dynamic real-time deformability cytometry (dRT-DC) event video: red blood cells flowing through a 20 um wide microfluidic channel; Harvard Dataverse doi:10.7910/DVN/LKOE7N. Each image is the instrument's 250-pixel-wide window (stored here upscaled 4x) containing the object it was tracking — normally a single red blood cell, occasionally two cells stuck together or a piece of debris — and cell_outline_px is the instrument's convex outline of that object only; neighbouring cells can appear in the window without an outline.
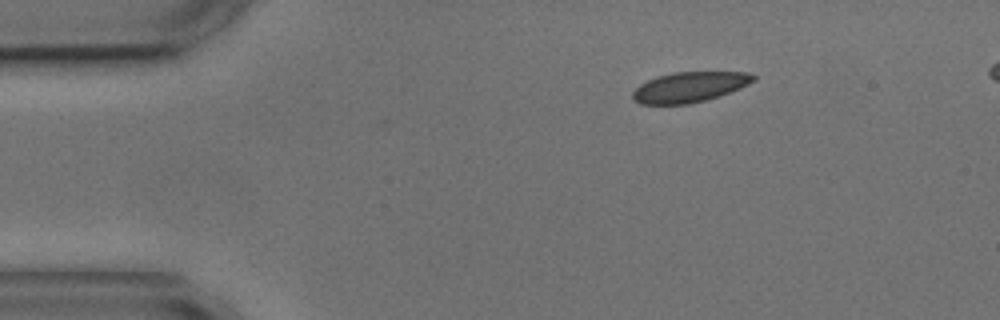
{"species": "common noctule bat (a hibernating species)", "species_latin": "Nyctalus noctula", "temperature_condition": "cold", "stored_images_in_passage": 4, "segment_of_instrument_passage": [1, 2], "camera_frame_rate_fps": 3000, "um_per_image_px": 0.085, "animal": {"sex": "male", "body_mass_g": 17.9, "forearm_length_mm": 54.2}, "frame": {"image": 1, "passage_image": 1, "time_ms": 0.0, "image_size_px": [1000, 320], "cell_outline_px": [[756, 80], [740, 88], [704, 100], [688, 104], [640, 104], [632, 96], [632, 92], [640, 84], [656, 76], [672, 72], [748, 72], [756, 76]], "centroid_in_image_um": [58.6, 7.38], "position_along_channel_um": 26.4, "area_um2": 21.1}}